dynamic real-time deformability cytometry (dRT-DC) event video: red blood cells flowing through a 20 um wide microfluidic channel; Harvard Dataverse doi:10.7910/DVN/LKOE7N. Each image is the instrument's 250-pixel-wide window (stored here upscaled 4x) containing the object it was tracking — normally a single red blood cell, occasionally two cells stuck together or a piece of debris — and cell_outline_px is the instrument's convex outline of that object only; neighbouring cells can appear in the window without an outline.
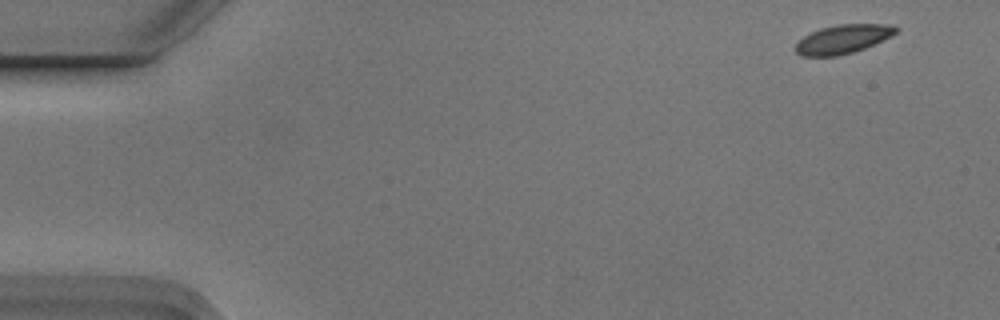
{"species": "Egyptian fruit bat (a non-hibernating species)", "species_latin": "Rousettus aegyptiacus", "temperature_condition": "cold", "stored_images_in_passage": 5, "camera_frame_rate_fps": 3000, "um_per_image_px": 0.085, "animal": {"sex": "male"}, "frame": {"image": 1, "passage_image": 1, "time_ms": 0.0, "image_size_px": [1000, 320], "cell_outline_px": [[900, 28], [896, 32], [884, 40], [864, 48], [852, 52], [836, 56], [800, 56], [792, 48], [804, 36], [820, 28], [836, 24], [888, 24]], "centroid_in_image_um": [71.62, 3.32], "position_along_channel_um": 13.4, "area_um2": 16.88}}
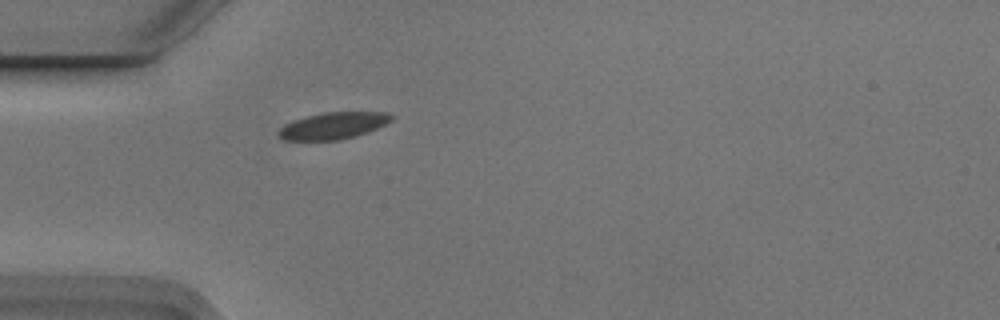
{"frame": {"image": 2, "passage_image": 5, "time_ms": 1.333, "image_size_px": [1000, 320], "cell_outline_px": [[396, 116], [392, 120], [368, 132], [356, 136], [336, 140], [284, 140], [276, 132], [284, 124], [308, 116], [324, 112], [388, 112]], "centroid_in_image_um": [28.35, 10.68], "position_along_channel_um": 56.7, "area_um2": 17.51}}